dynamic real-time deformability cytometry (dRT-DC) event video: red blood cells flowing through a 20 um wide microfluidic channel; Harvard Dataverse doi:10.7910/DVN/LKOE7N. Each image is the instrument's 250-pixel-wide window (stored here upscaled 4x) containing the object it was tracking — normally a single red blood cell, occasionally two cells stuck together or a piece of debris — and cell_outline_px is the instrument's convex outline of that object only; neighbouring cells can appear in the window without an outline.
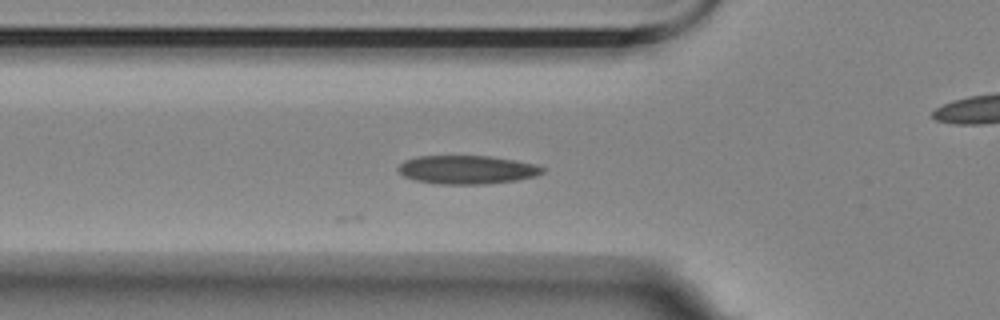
{"species": "Egyptian fruit bat (a non-hibernating species)", "species_latin": "Rousettus aegyptiacus", "temperature_condition": "room temperature", "stored_images_in_passage": 23, "camera_frame_rate_fps": 3000, "um_per_image_px": 0.085, "animal": {"sex": "female"}, "frame": {"image": 1, "passage_image": 2, "time_ms": 0.333, "image_size_px": [1000, 320], "cell_outline_px": [[544, 172], [536, 176], [516, 180], [488, 184], [440, 184], [416, 180], [404, 176], [396, 168], [404, 160], [416, 156], [488, 156], [516, 160], [536, 164], [544, 168]], "centroid_in_image_um": [39.7, 14.42], "position_along_channel_um": 86.1, "area_um2": 24.04}}
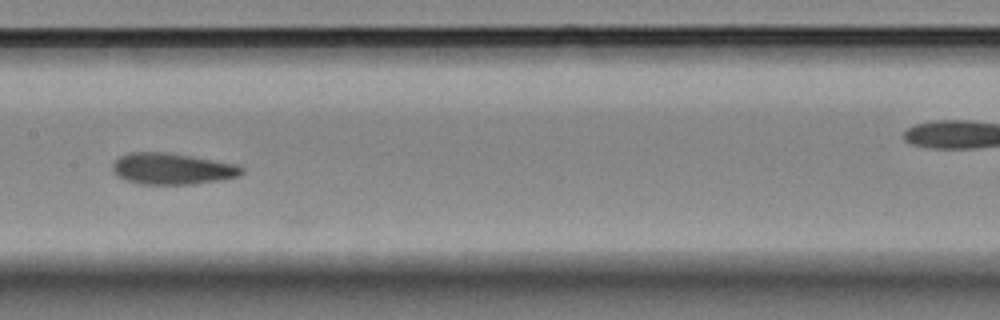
{"frame": {"image": 2, "passage_image": 11, "time_ms": 3.333, "image_size_px": [1000, 320], "cell_outline_px": [[244, 172], [240, 176], [220, 180], [192, 184], [140, 184], [124, 180], [116, 176], [112, 168], [112, 164], [120, 156], [128, 152], [172, 152], [236, 164], [244, 168]], "centroid_in_image_um": [14.63, 14.34], "position_along_channel_um": 192.8, "area_um2": 23.87}}
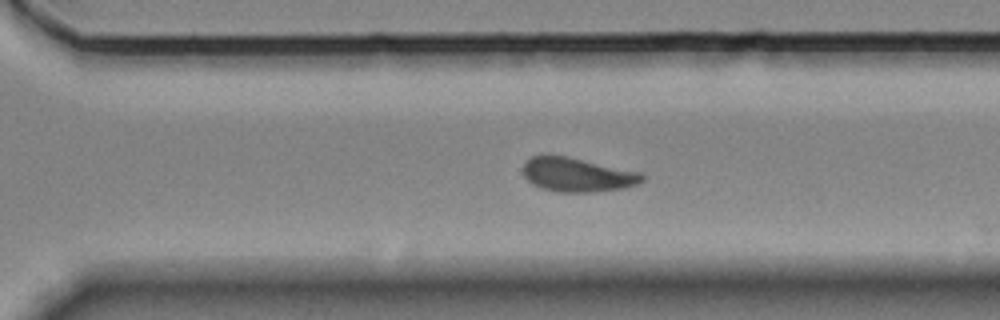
{"frame": {"image": 3, "passage_image": 22, "time_ms": 7.0, "image_size_px": [1000, 320], "cell_outline_px": [[644, 180], [636, 184], [624, 188], [596, 192], [560, 192], [540, 188], [532, 184], [524, 176], [524, 164], [532, 156], [564, 156], [644, 172]], "centroid_in_image_um": [49.12, 14.87], "position_along_channel_um": 321.5, "area_um2": 23.52}}